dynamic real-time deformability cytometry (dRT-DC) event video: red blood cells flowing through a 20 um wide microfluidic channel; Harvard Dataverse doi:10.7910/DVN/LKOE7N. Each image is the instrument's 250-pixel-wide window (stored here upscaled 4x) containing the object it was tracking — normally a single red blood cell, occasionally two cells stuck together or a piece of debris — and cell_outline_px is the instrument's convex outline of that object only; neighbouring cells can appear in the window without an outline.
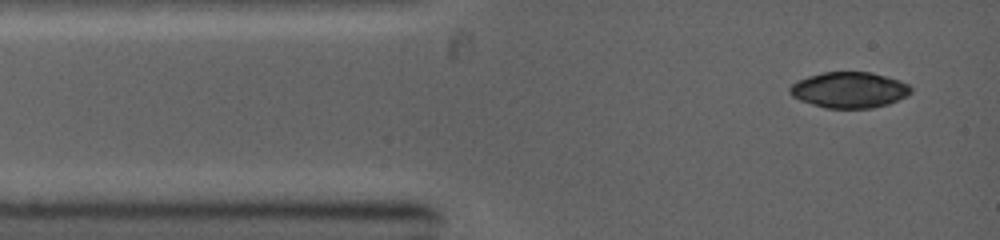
{"species": "common noctule bat (a hibernating species)", "species_latin": "Nyctalus noctula", "temperature_condition": "warm", "stored_images_in_passage": 4, "camera_frame_rate_fps": 5000, "um_per_image_px": 0.085, "animal": {"sex": "female", "body_mass_g": 19.0, "forearm_length_mm": 53.3}, "frame": {"image": 1, "passage_image": 1, "time_ms": 0.0, "image_size_px": [1000, 240], "cell_outline_px": [[912, 92], [908, 96], [888, 104], [872, 108], [824, 108], [800, 100], [792, 96], [788, 92], [788, 88], [796, 80], [808, 76], [824, 72], [872, 72], [900, 80], [908, 84], [912, 88]], "centroid_in_image_um": [72.19, 7.64], "position_along_channel_um": 12.8, "area_um2": 25.55}}
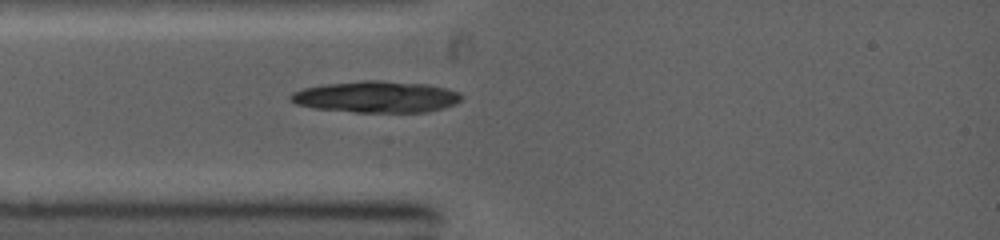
{"frame": {"image": 2, "passage_image": 4, "time_ms": 1.8, "image_size_px": [1000, 240], "cell_outline_px": [[460, 100], [456, 104], [444, 108], [424, 112], [356, 112], [312, 108], [296, 104], [288, 100], [288, 96], [292, 92], [304, 88], [324, 84], [364, 80], [380, 80], [428, 84], [460, 92]], "centroid_in_image_um": [31.95, 8.23], "position_along_channel_um": 53.1, "area_um2": 31.5}}